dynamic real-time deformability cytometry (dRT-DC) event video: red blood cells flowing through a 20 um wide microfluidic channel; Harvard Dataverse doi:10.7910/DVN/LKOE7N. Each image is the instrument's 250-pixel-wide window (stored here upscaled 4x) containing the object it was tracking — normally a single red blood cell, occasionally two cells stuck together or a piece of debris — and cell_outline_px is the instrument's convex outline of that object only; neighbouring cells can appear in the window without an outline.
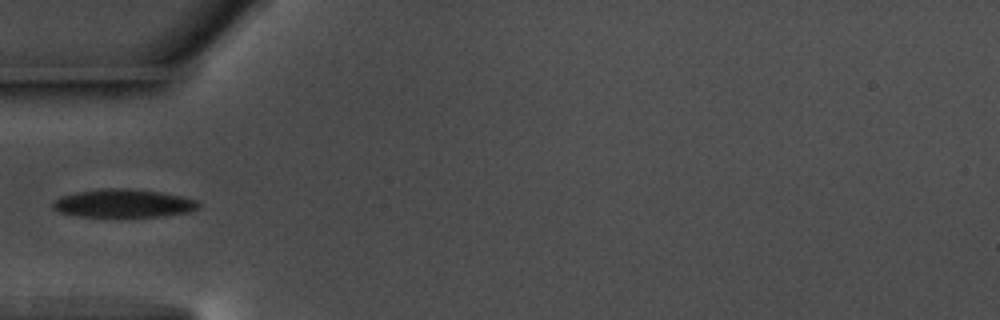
{"species": "common noctule bat (a hibernating species)", "species_latin": "Nyctalus noctula", "temperature_condition": "warm", "stored_images_in_passage": 38, "camera_frame_rate_fps": 3000, "um_per_image_px": 0.085, "animal": {"sex": "male", "body_mass_g": 17.5, "forearm_length_mm": 52.3}, "frame": {"image": 1, "passage_image": 1, "time_ms": 0.0, "image_size_px": [1000, 320], "cell_outline_px": [[200, 208], [188, 212], [164, 216], [76, 216], [60, 212], [52, 208], [52, 204], [60, 196], [76, 192], [108, 188], [128, 188], [160, 192], [180, 196], [196, 200], [200, 204]], "centroid_in_image_um": [10.5, 17.28], "position_along_channel_um": 74.5, "area_um2": 23.76}}
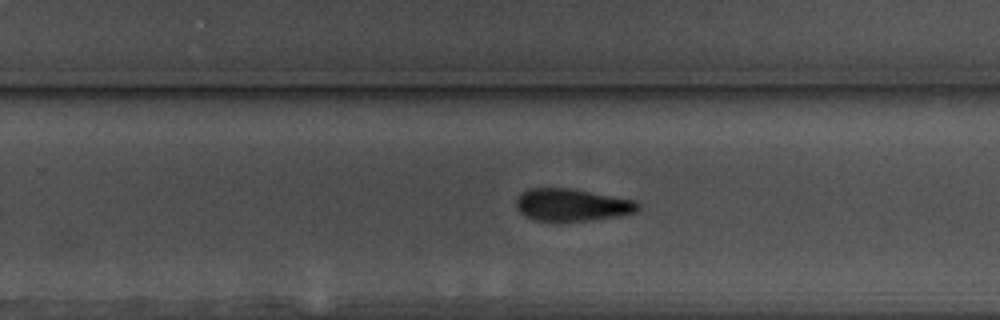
{"frame": {"image": 2, "passage_image": 18, "time_ms": 5.667, "image_size_px": [1000, 320], "cell_outline_px": [[640, 208], [636, 212], [616, 216], [588, 220], [536, 220], [524, 216], [516, 208], [516, 196], [520, 192], [528, 188], [568, 188], [636, 200], [640, 204]], "centroid_in_image_um": [48.58, 17.39], "position_along_channel_um": 281.2, "area_um2": 22.83}}
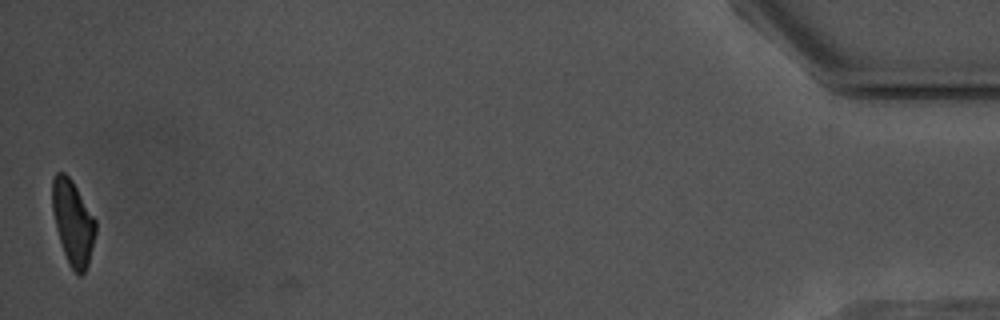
{"frame": {"image": 3, "passage_image": 38, "time_ms": 12.333, "image_size_px": [1000, 320], "cell_outline_px": [[96, 232], [88, 264], [84, 272], [80, 276], [68, 264], [56, 228], [52, 208], [52, 176], [56, 172], [64, 172], [72, 180], [96, 220]], "centroid_in_image_um": [6.19, 18.88], "position_along_channel_um": 429.0, "area_um2": 21.21}}